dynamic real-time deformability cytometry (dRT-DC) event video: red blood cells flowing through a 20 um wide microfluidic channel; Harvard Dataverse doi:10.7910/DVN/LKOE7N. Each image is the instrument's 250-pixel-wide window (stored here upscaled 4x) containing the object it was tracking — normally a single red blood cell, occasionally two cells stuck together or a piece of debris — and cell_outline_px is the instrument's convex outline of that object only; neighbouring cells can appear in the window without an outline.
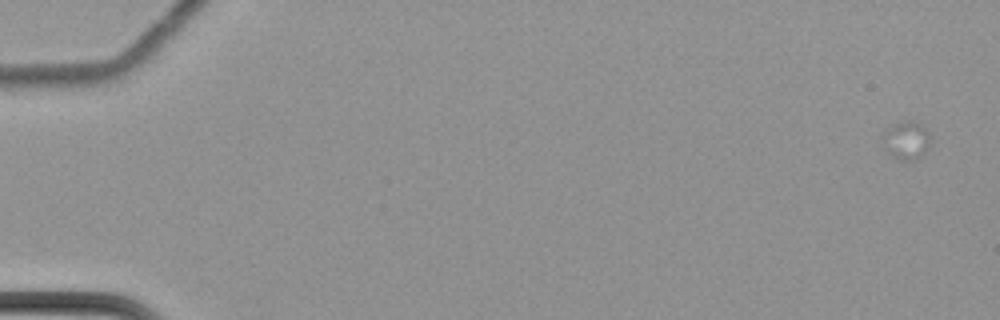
{"species": "common noctule bat (a hibernating species)", "species_latin": "Nyctalus noctula", "temperature_condition": "cold", "stored_images_in_passage": 4, "camera_frame_rate_fps": 3000, "um_per_image_px": 0.085, "animal": {"sex": "female", "body_mass_g": 22.7, "forearm_length_mm": 54.2}, "frame": {"image": 1, "passage_image": 3, "time_ms": 0.667, "image_size_px": [1000, 320], "cell_outline_px": [[928, 144], [924, 152], [916, 160], [900, 160], [892, 156], [884, 148], [880, 140], [880, 136], [888, 128], [900, 120], [912, 120], [920, 124], [928, 132]], "centroid_in_image_um": [76.96, 11.91], "position_along_channel_um": 8.0, "area_um2": 10.64}}